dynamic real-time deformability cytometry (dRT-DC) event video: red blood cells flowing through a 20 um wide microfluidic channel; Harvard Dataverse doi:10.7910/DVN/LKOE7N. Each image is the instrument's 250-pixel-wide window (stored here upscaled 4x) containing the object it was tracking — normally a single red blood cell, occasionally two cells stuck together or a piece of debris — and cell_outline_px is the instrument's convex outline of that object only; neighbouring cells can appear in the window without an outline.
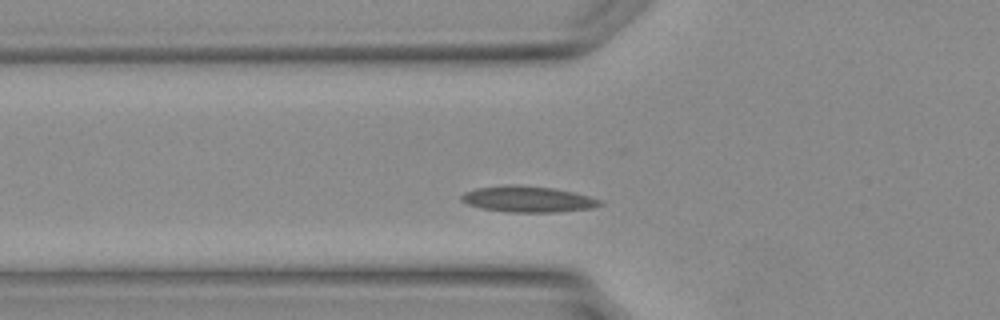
{"species": "Egyptian fruit bat (a non-hibernating species)", "species_latin": "Rousettus aegyptiacus", "temperature_condition": "warm", "stored_images_in_passage": 22, "camera_frame_rate_fps": 3000, "um_per_image_px": 0.085, "animal": {"sex": "female"}, "frame": {"image": 1, "passage_image": 4, "time_ms": 1.0, "image_size_px": [1000, 320], "cell_outline_px": [[604, 204], [592, 208], [560, 212], [504, 212], [480, 208], [468, 204], [460, 200], [460, 196], [464, 192], [480, 188], [552, 188], [572, 192], [588, 196], [600, 200]], "centroid_in_image_um": [44.91, 17.0], "position_along_channel_um": 80.9, "area_um2": 19.88}}
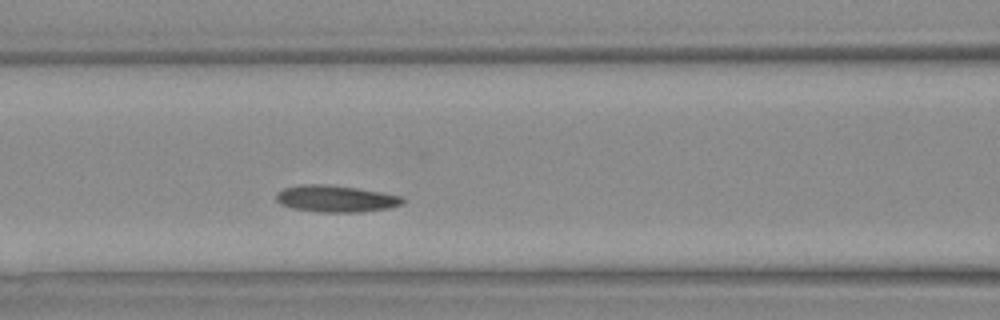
{"frame": {"image": 2, "passage_image": 7, "time_ms": 2.0, "image_size_px": [1000, 320], "cell_outline_px": [[404, 204], [388, 208], [360, 212], [316, 212], [292, 208], [280, 204], [276, 200], [276, 192], [284, 188], [304, 184], [320, 184], [356, 188], [404, 196]], "centroid_in_image_um": [28.54, 16.9], "position_along_channel_um": 138.1, "area_um2": 19.71}}